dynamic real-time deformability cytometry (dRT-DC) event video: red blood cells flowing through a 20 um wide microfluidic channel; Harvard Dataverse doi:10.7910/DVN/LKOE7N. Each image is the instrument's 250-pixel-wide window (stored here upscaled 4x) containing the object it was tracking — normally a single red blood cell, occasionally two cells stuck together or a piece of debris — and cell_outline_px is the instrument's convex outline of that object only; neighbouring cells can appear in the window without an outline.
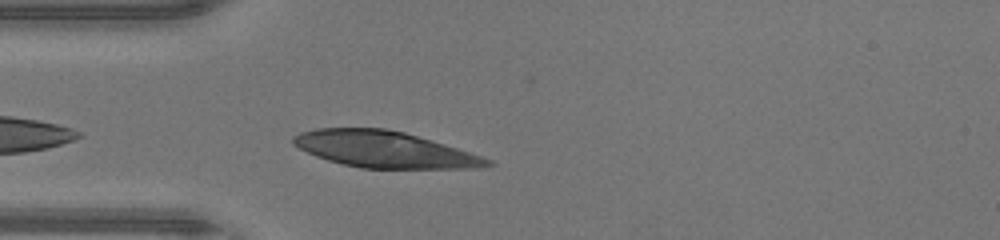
{"species": "human", "species_latin": "Homo sapiens", "temperature_condition": "warm", "stored_images_in_passage": 27, "camera_frame_rate_fps": 3000, "um_per_image_px": 0.085, "donor": {"sex": "male"}, "frame": {"image": 1, "passage_image": 3, "time_ms": 0.667, "image_size_px": [1000, 240], "cell_outline_px": [[496, 164], [476, 168], [360, 168], [328, 160], [316, 156], [292, 144], [292, 136], [300, 132], [316, 128], [384, 128], [404, 132], [444, 144], [492, 160]], "centroid_in_image_um": [32.63, 12.7], "position_along_channel_um": 52.4, "area_um2": 40.69}}
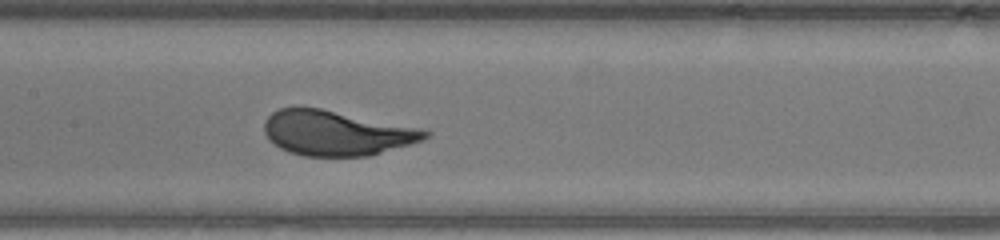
{"frame": {"image": 2, "passage_image": 12, "time_ms": 3.667, "image_size_px": [1000, 240], "cell_outline_px": [[432, 132], [424, 140], [368, 156], [304, 156], [288, 152], [280, 148], [268, 140], [264, 132], [264, 120], [272, 112], [280, 108], [296, 104], [320, 108], [420, 128]], "centroid_in_image_um": [28.52, 11.28], "position_along_channel_um": 178.9, "area_um2": 42.54}}
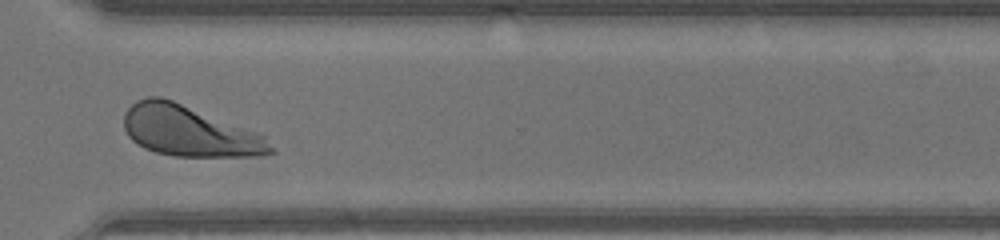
{"frame": {"image": 3, "passage_image": 24, "time_ms": 7.667, "image_size_px": [1000, 240], "cell_outline_px": [[276, 152], [252, 156], [176, 156], [156, 152], [144, 148], [132, 140], [128, 136], [124, 128], [124, 112], [136, 100], [148, 96], [160, 96], [172, 100], [256, 132], [264, 136]], "centroid_in_image_um": [16.03, 11.14], "position_along_channel_um": 354.6, "area_um2": 42.77}, "authors_computed_cell_mechanics": {"area_um2": 42.3096, "velocity_mm_per_s": 4.392, "shape_relaxation_time_tau1_ms": 1.7812, "shape_relaxation_time_tau2_ms": null, "deformation_change_tau1": 0.1723, "deformation_change_tau2": null}}